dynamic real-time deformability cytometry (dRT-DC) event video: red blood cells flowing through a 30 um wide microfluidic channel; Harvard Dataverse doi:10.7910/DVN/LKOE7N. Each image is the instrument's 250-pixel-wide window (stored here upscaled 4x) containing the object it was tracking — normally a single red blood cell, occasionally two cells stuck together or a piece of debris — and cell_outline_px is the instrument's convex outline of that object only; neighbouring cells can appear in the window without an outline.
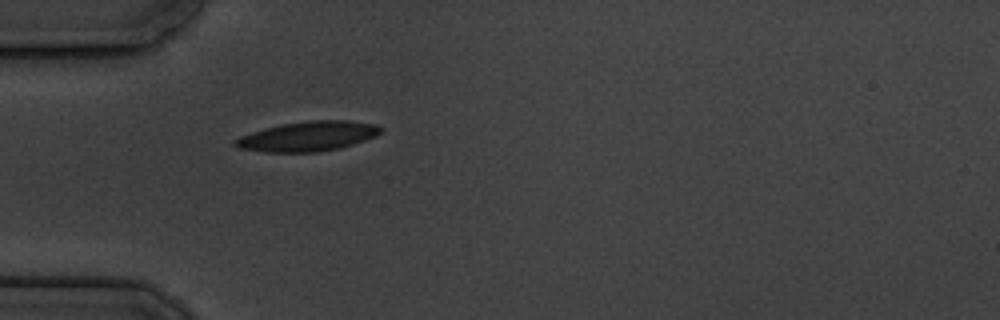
{"species": "common noctule bat (a hibernating species)", "species_latin": "Nyctalus noctula", "temperature_condition": "cold", "stored_images_in_passage": 2, "camera_frame_rate_fps": 3000, "um_per_image_px": 0.085, "animal": {"sex": "male", "body_mass_g": 19.5, "forearm_length_mm": 54.6}, "frame": {"image": 1, "passage_image": 2, "time_ms": 1.333, "image_size_px": [1000, 320], "cell_outline_px": [[380, 132], [376, 136], [340, 148], [316, 152], [264, 152], [240, 148], [232, 144], [232, 140], [240, 136], [252, 132], [284, 124], [308, 120], [348, 120], [376, 124], [380, 128]], "centroid_in_image_um": [26.15, 11.59], "position_along_channel_um": 58.8, "area_um2": 25.03}}